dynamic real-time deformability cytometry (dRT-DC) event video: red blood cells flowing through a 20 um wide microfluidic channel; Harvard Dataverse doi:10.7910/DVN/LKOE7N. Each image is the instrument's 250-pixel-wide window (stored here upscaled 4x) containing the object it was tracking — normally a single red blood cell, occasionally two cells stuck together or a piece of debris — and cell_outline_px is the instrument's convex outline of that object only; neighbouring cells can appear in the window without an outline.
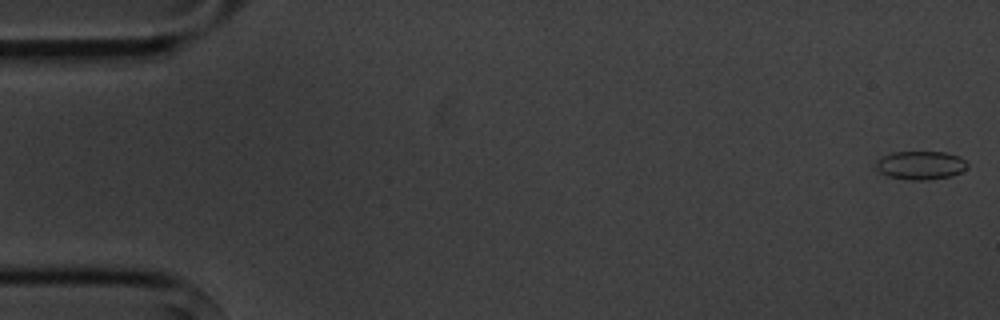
{"species": "common noctule bat (a hibernating species)", "species_latin": "Nyctalus noctula", "temperature_condition": "cold", "stored_images_in_passage": 6, "camera_frame_rate_fps": 3000, "um_per_image_px": 0.085, "animal": {"sex": "male", "body_mass_g": 20.1, "forearm_length_mm": 53.5}, "frame": {"image": 1, "passage_image": 1, "time_ms": 0.0, "image_size_px": [1000, 320], "cell_outline_px": [[968, 164], [960, 172], [952, 176], [928, 180], [912, 180], [888, 176], [880, 172], [876, 168], [876, 160], [892, 152], [948, 152], [960, 156]], "centroid_in_image_um": [78.25, 14.04], "position_along_channel_um": 6.7, "area_um2": 15.14}}